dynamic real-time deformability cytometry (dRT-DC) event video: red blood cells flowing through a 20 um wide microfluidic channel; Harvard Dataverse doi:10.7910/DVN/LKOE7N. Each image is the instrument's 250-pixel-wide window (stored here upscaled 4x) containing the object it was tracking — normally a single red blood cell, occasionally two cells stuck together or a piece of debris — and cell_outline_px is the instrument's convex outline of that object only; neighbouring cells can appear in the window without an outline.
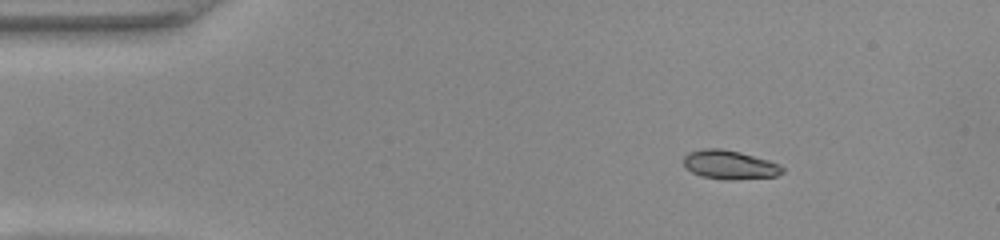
{"species": "common noctule bat (a hibernating species)", "species_latin": "Nyctalus noctula", "temperature_condition": "warm", "stored_images_in_passage": 46, "camera_frame_rate_fps": 3000, "um_per_image_px": 0.085, "animal": {"sex": "female", "body_mass_g": 22.0, "forearm_length_mm": 56.7}, "frame": {"image": 1, "passage_image": 1, "time_ms": 0.0, "image_size_px": [1000, 240], "cell_outline_px": [[784, 172], [776, 176], [732, 180], [724, 180], [700, 176], [692, 172], [684, 164], [684, 156], [688, 152], [704, 148], [720, 148], [740, 152], [768, 160], [780, 164], [784, 168]], "centroid_in_image_um": [62.03, 14.01], "position_along_channel_um": 23.0, "area_um2": 16.7}}
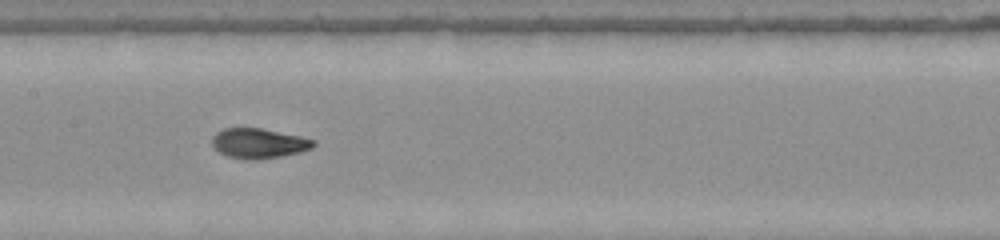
{"frame": {"image": 2, "passage_image": 19, "time_ms": 6.0, "image_size_px": [1000, 240], "cell_outline_px": [[316, 144], [312, 148], [300, 152], [280, 156], [256, 160], [248, 160], [228, 156], [220, 152], [212, 144], [212, 136], [216, 132], [224, 128], [260, 128], [300, 136], [316, 140]], "centroid_in_image_um": [22.0, 12.18], "position_along_channel_um": 185.4, "area_um2": 17.63}}
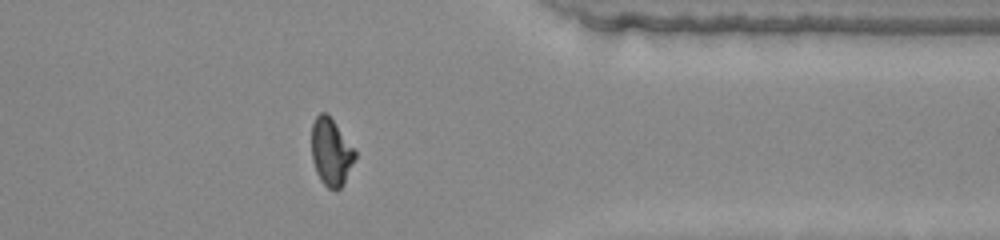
{"frame": {"image": 3, "passage_image": 35, "time_ms": 11.333, "image_size_px": [1000, 240], "cell_outline_px": [[356, 156], [344, 184], [340, 188], [328, 188], [320, 180], [316, 172], [312, 160], [312, 124], [316, 116], [320, 112], [328, 112], [356, 152]], "centroid_in_image_um": [28.13, 12.89], "position_along_channel_um": 383.3, "area_um2": 16.99}, "authors_computed_cell_mechanics": {"area_um2": 17.4556, "velocity_mm_per_s": 3.9599, "shape_relaxation_time_tau1_ms": 4.6647, "shape_relaxation_time_tau2_ms": 0.6775, "deformation_change_tau1": 0.2228, "deformation_change_tau2": 0.0402}}